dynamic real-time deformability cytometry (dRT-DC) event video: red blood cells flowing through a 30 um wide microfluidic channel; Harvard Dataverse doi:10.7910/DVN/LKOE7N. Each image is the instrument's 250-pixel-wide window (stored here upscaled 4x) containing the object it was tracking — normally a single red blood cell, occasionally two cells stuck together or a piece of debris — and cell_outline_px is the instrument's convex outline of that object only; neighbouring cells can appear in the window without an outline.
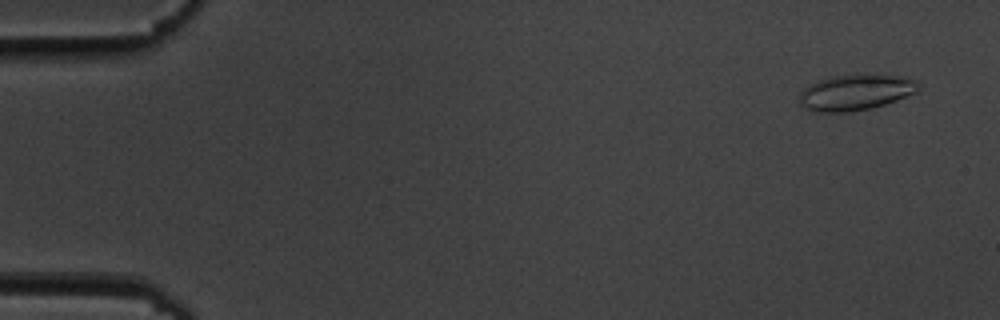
{"species": "common noctule bat (a hibernating species)", "species_latin": "Nyctalus noctula", "temperature_condition": "cold", "stored_images_in_passage": 56, "camera_frame_rate_fps": 3000, "um_per_image_px": 0.085, "animal": {"sex": "male", "body_mass_g": 19.5, "forearm_length_mm": 54.6}, "frame": {"image": 1, "passage_image": 3, "time_ms": 0.667, "image_size_px": [1000, 320], "cell_outline_px": [[920, 88], [916, 92], [896, 100], [872, 108], [848, 112], [812, 112], [804, 108], [800, 104], [800, 92], [804, 88], [820, 80], [832, 76], [900, 76], [916, 80], [920, 84]], "centroid_in_image_um": [72.71, 7.89], "position_along_channel_um": 12.3, "area_um2": 24.33}}
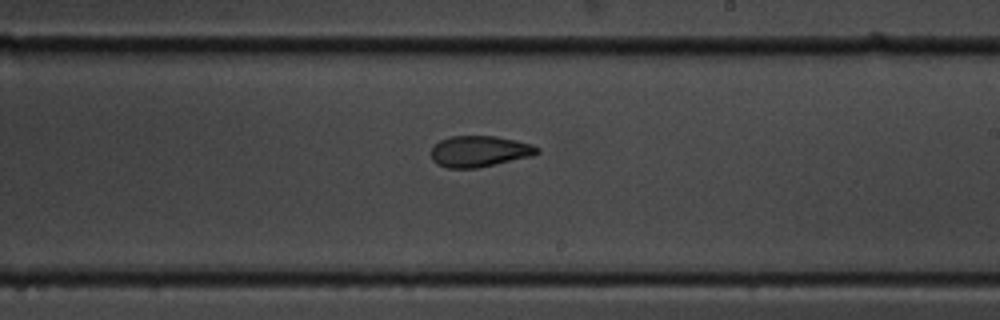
{"frame": {"image": 2, "passage_image": 33, "time_ms": 10.667, "image_size_px": [1000, 320], "cell_outline_px": [[540, 152], [532, 156], [476, 168], [448, 168], [436, 164], [432, 160], [432, 148], [440, 140], [448, 136], [496, 136], [532, 144], [540, 148]], "centroid_in_image_um": [40.75, 12.86], "position_along_channel_um": 248.2, "area_um2": 19.19}}
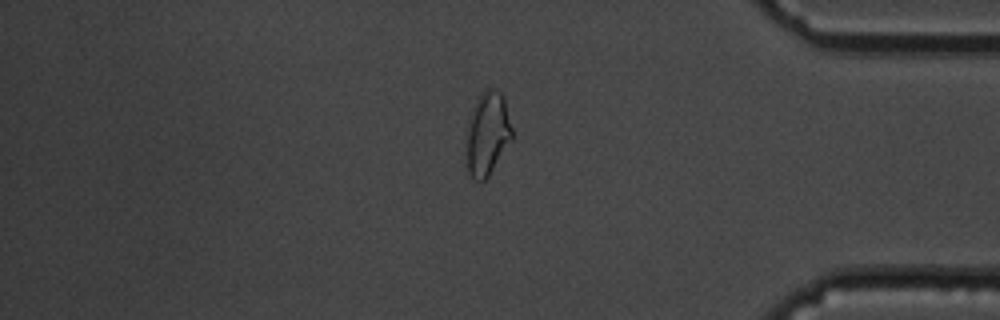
{"frame": {"image": 3, "passage_image": 47, "time_ms": 15.333, "image_size_px": [1000, 320], "cell_outline_px": [[512, 140], [488, 176], [484, 180], [472, 180], [468, 172], [468, 124], [472, 108], [480, 92], [484, 88], [492, 88], [500, 92], [504, 96], [512, 128]], "centroid_in_image_um": [41.46, 11.32], "position_along_channel_um": 393.7, "area_um2": 22.02}, "authors_computed_cell_mechanics": {"area_um2": 20.8369, "velocity_mm_per_s": 3.6209, "shape_relaxation_time_tau1_ms": 5.8808, "shape_relaxation_time_tau2_ms": 3.8522, "deformation_change_tau1": 0.1351, "deformation_change_tau2": 0.092}}